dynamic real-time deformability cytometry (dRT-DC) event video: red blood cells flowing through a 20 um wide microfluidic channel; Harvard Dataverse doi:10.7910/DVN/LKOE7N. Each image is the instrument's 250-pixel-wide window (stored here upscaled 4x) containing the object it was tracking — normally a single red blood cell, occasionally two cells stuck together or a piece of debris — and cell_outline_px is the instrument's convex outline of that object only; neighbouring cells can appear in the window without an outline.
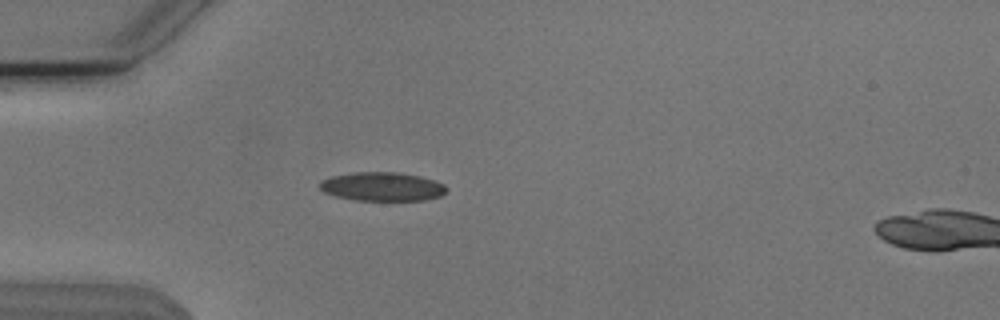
{"species": "Egyptian fruit bat (a non-hibernating species)", "species_latin": "Rousettus aegyptiacus", "temperature_condition": "cold", "stored_images_in_passage": 53, "camera_frame_rate_fps": 3000, "um_per_image_px": 0.085, "animal": {"sex": "male"}, "frame": {"image": 1, "passage_image": 15, "time_ms": 4.667, "image_size_px": [1000, 320], "cell_outline_px": [[448, 188], [440, 196], [424, 200], [356, 200], [336, 196], [324, 192], [320, 188], [320, 180], [332, 176], [356, 172], [396, 172], [420, 176], [444, 184]], "centroid_in_image_um": [32.48, 15.86], "position_along_channel_um": 52.5, "area_um2": 21.1}}
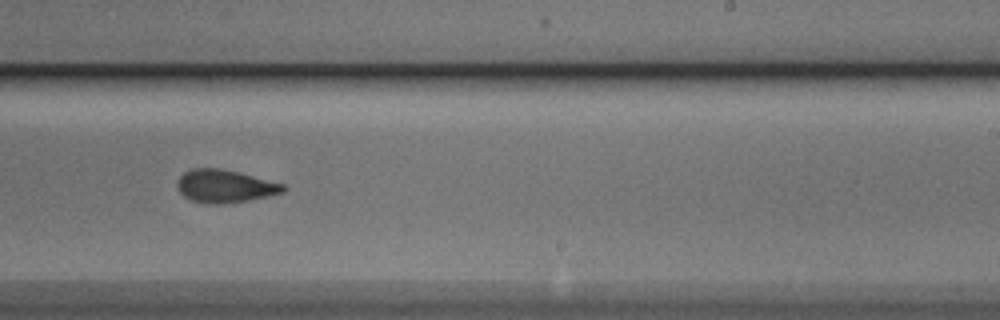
{"frame": {"image": 2, "passage_image": 33, "time_ms": 10.667, "image_size_px": [1000, 320], "cell_outline_px": [[288, 188], [284, 192], [268, 196], [248, 200], [224, 204], [208, 204], [192, 200], [184, 196], [180, 192], [176, 184], [176, 180], [184, 172], [192, 168], [220, 168], [240, 172], [284, 184]], "centroid_in_image_um": [19.12, 15.82], "position_along_channel_um": 269.9, "area_um2": 20.46}}
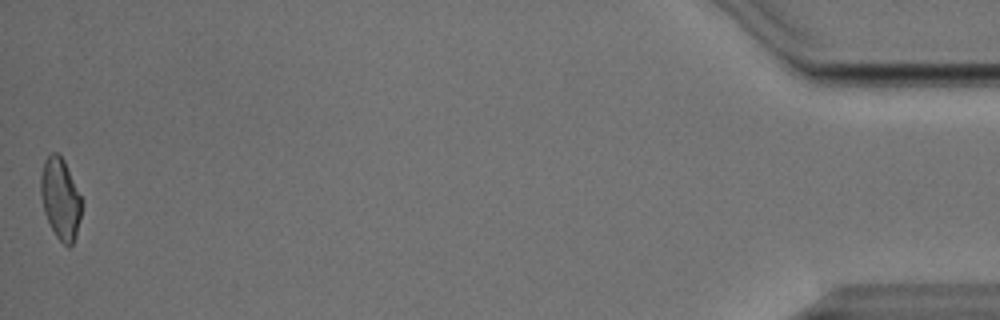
{"frame": {"image": 3, "passage_image": 53, "time_ms": 17.333, "image_size_px": [1000, 320], "cell_outline_px": [[84, 204], [76, 236], [72, 244], [68, 248], [56, 236], [44, 212], [40, 192], [40, 176], [44, 160], [52, 152], [56, 152], [64, 160], [84, 200]], "centroid_in_image_um": [5.17, 16.88], "position_along_channel_um": 430.0, "area_um2": 19.71}, "authors_computed_cell_mechanics": {"area_um2": 20.2878, "velocity_mm_per_s": 3.8082, "shape_relaxation_time_tau1_ms": 5.7359, "shape_relaxation_time_tau2_ms": 2.0801, "deformation_change_tau1": 0.1596, "deformation_change_tau2": 0.0746}}